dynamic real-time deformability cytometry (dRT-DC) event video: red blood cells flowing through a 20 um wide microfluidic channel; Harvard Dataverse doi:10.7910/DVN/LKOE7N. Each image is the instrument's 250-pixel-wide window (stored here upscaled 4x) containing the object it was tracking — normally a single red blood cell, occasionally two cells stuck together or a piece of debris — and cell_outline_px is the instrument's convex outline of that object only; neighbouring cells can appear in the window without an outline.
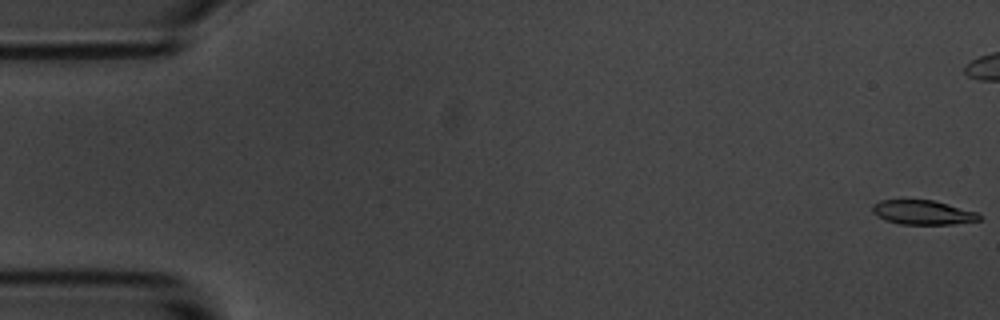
{"species": "common noctule bat (a hibernating species)", "species_latin": "Nyctalus noctula", "temperature_condition": "room temperature", "stored_images_in_passage": 59, "camera_frame_rate_fps": 3000, "um_per_image_px": 0.085, "animal": {"sex": "male", "body_mass_g": 20.1, "forearm_length_mm": 53.5}, "frame": {"image": 1, "passage_image": 1, "time_ms": 0.0, "image_size_px": [1000, 320], "cell_outline_px": [[980, 220], [952, 224], [900, 224], [884, 220], [876, 216], [872, 212], [872, 204], [880, 200], [932, 200], [948, 204], [976, 212], [980, 216]], "centroid_in_image_um": [78.37, 18.06], "position_along_channel_um": 6.6, "area_um2": 15.09}}
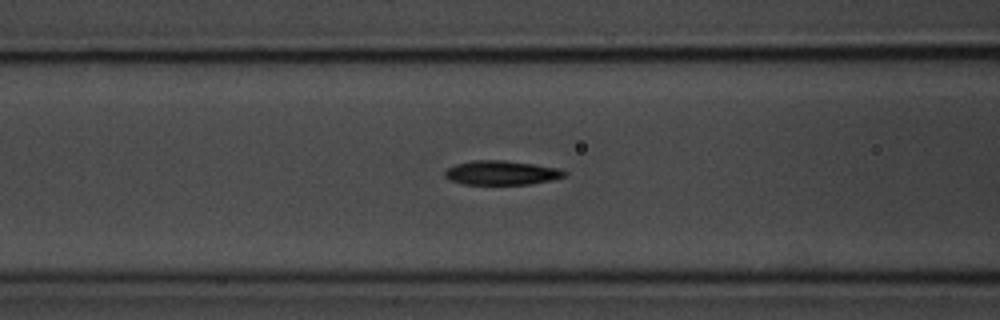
{"frame": {"image": 2, "passage_image": 23, "time_ms": 7.333, "image_size_px": [1000, 320], "cell_outline_px": [[568, 172], [564, 176], [552, 180], [532, 184], [464, 184], [448, 180], [444, 176], [444, 172], [448, 168], [456, 164], [472, 160], [504, 160], [560, 168]], "centroid_in_image_um": [42.62, 14.68], "position_along_channel_um": 124.0, "area_um2": 16.94}}
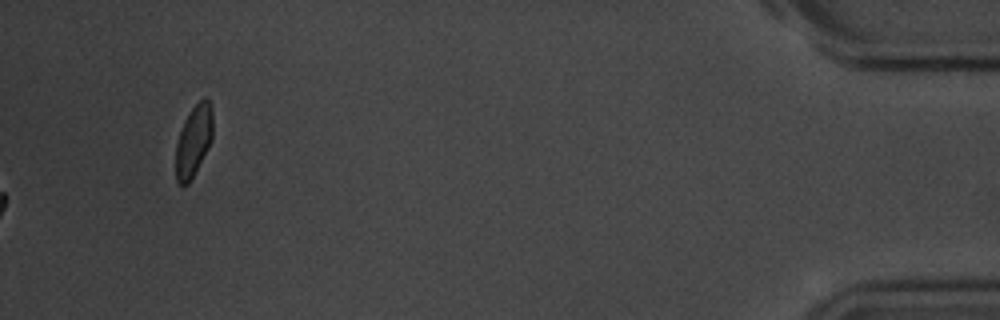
{"frame": {"image": 3, "passage_image": 59, "time_ms": 19.333, "image_size_px": [1000, 320], "cell_outline_px": [[212, 140], [208, 148], [188, 184], [184, 188], [180, 188], [176, 184], [176, 144], [184, 120], [188, 112], [204, 96], [212, 104]], "centroid_in_image_um": [16.44, 11.99], "position_along_channel_um": 418.8, "area_um2": 15.55}, "authors_computed_cell_mechanics": {"area_um2": 16.8776, "velocity_mm_per_s": 3.5168, "shape_relaxation_time_tau1_ms": 3.3755, "shape_relaxation_time_tau2_ms": 4.793, "deformation_change_tau1": 0.14, "deformation_change_tau2": 0.1083}}